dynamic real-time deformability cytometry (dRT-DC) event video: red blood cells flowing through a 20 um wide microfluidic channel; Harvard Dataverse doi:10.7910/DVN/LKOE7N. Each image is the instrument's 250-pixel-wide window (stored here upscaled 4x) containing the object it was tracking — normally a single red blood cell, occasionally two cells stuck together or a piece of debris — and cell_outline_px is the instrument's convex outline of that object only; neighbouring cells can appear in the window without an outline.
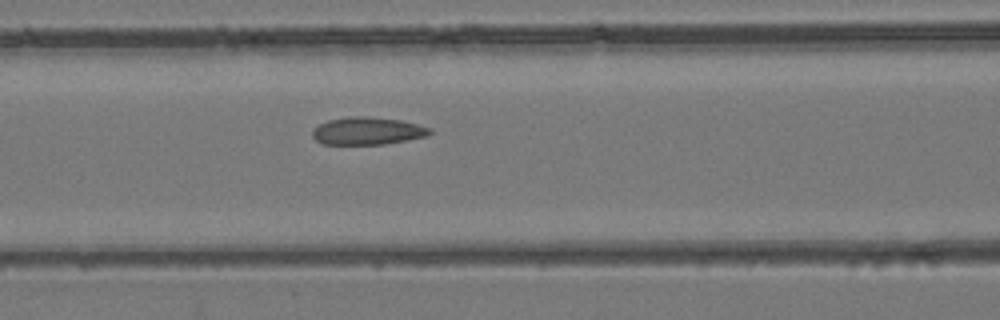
{"species": "common noctule bat (a hibernating species)", "species_latin": "Nyctalus noctula", "temperature_condition": "room temperature", "stored_images_in_passage": 21, "camera_frame_rate_fps": 3000, "um_per_image_px": 0.085, "animal": {"sex": "female", "body_mass_g": 24.6, "forearm_length_mm": 56.2}, "frame": {"image": 1, "passage_image": 15, "time_ms": 4.667, "image_size_px": [1000, 320], "cell_outline_px": [[432, 132], [428, 136], [384, 144], [324, 144], [316, 140], [312, 136], [312, 128], [328, 120], [348, 116], [364, 116], [400, 120], [432, 128]], "centroid_in_image_um": [31.22, 11.13], "position_along_channel_um": 135.4, "area_um2": 18.84}}
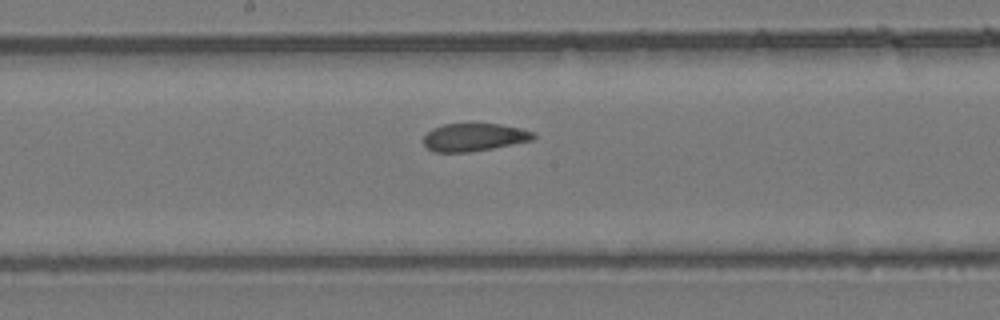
{"frame": {"image": 2, "passage_image": 20, "time_ms": 6.333, "image_size_px": [1000, 320], "cell_outline_px": [[536, 136], [532, 140], [492, 148], [468, 152], [432, 152], [424, 144], [424, 136], [432, 128], [444, 124], [500, 124], [520, 128], [532, 132]], "centroid_in_image_um": [40.27, 11.66], "position_along_channel_um": 207.9, "area_um2": 17.63}}